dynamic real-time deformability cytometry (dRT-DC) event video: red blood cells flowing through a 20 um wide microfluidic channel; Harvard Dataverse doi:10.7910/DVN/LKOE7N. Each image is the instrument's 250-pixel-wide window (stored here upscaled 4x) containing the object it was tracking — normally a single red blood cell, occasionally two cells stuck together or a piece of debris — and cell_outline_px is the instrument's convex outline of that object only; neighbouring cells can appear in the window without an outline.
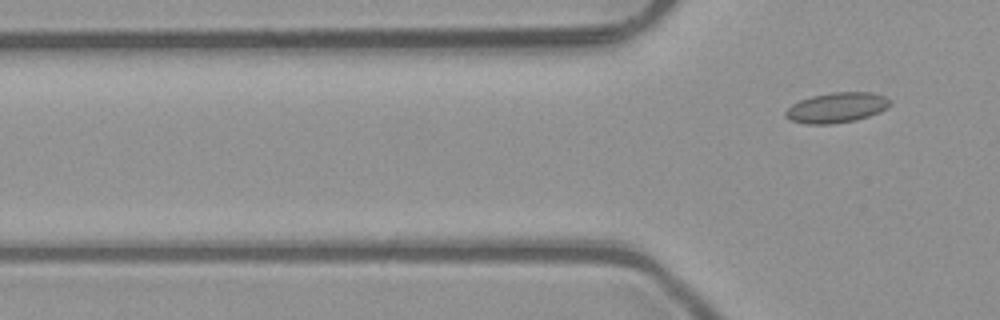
{"species": "common noctule bat (a hibernating species)", "species_latin": "Nyctalus noctula", "temperature_condition": "room temperature", "stored_images_in_passage": 2, "camera_frame_rate_fps": 3000, "um_per_image_px": 0.085, "animal": {"sex": "male", "body_mass_g": 23.1, "forearm_length_mm": 52.7}, "frame": {"image": 1, "passage_image": 2, "time_ms": 0.333, "image_size_px": [1000, 320], "cell_outline_px": [[892, 104], [888, 108], [880, 112], [856, 120], [832, 124], [804, 124], [792, 120], [784, 116], [784, 112], [792, 104], [800, 100], [812, 96], [832, 92], [872, 92], [884, 96], [892, 100]], "centroid_in_image_um": [71.14, 9.15], "position_along_channel_um": 54.7, "area_um2": 18.55}}